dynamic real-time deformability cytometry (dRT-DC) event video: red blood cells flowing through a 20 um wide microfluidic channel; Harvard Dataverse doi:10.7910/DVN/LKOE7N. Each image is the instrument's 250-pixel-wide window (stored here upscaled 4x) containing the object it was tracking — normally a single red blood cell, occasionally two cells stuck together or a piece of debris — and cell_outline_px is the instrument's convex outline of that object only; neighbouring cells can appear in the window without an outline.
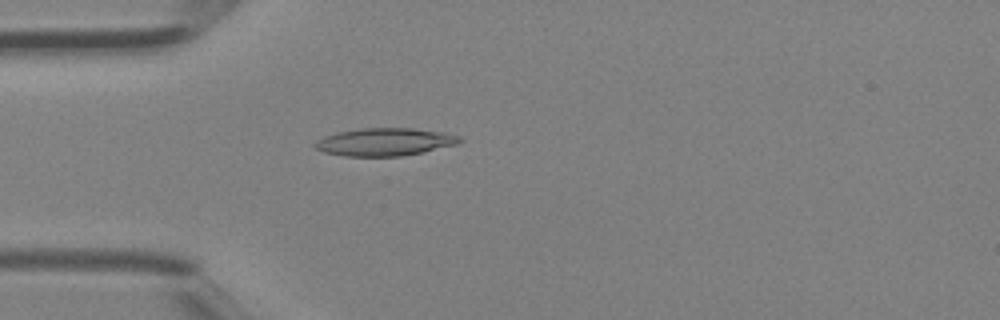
{"species": "Egyptian fruit bat (a non-hibernating species)", "species_latin": "Rousettus aegyptiacus", "temperature_condition": "room temperature", "stored_images_in_passage": 38, "camera_frame_rate_fps": 3000, "um_per_image_px": 0.085, "animal": {"sex": "female"}, "frame": {"image": 1, "passage_image": 9, "time_ms": 2.667, "image_size_px": [1000, 320], "cell_outline_px": [[464, 140], [456, 144], [424, 152], [400, 156], [344, 156], [324, 152], [316, 148], [312, 144], [316, 140], [324, 136], [336, 132], [360, 128], [412, 128], [444, 132], [460, 136]], "centroid_in_image_um": [32.69, 12.06], "position_along_channel_um": 52.3, "area_um2": 23.52}}
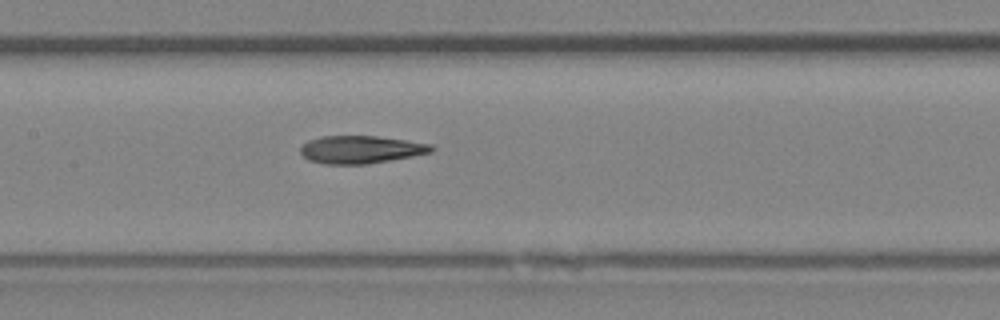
{"frame": {"image": 2, "passage_image": 17, "time_ms": 5.333, "image_size_px": [1000, 320], "cell_outline_px": [[436, 148], [432, 152], [412, 156], [368, 164], [324, 164], [308, 160], [300, 152], [300, 148], [308, 140], [324, 136], [376, 136], [408, 140], [432, 144]], "centroid_in_image_um": [30.69, 12.71], "position_along_channel_um": 176.7, "area_um2": 21.21}}
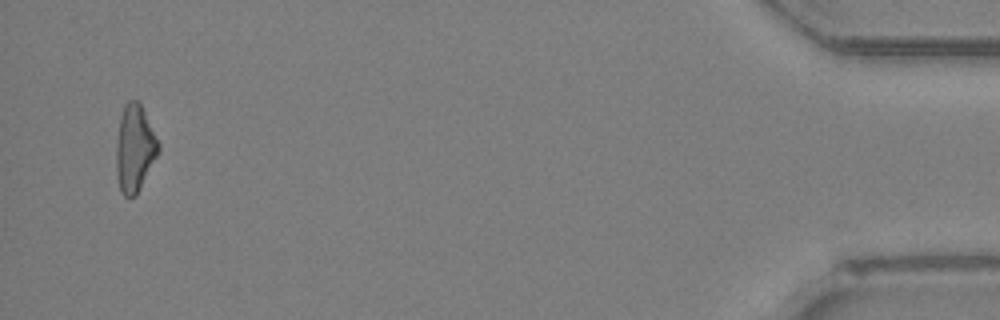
{"frame": {"image": 3, "passage_image": 37, "time_ms": 12.0, "image_size_px": [1000, 320], "cell_outline_px": [[160, 152], [136, 196], [124, 196], [120, 192], [116, 172], [116, 144], [120, 116], [124, 104], [128, 100], [136, 100], [140, 104], [160, 144]], "centroid_in_image_um": [11.44, 12.64], "position_along_channel_um": 423.8, "area_um2": 21.5}}